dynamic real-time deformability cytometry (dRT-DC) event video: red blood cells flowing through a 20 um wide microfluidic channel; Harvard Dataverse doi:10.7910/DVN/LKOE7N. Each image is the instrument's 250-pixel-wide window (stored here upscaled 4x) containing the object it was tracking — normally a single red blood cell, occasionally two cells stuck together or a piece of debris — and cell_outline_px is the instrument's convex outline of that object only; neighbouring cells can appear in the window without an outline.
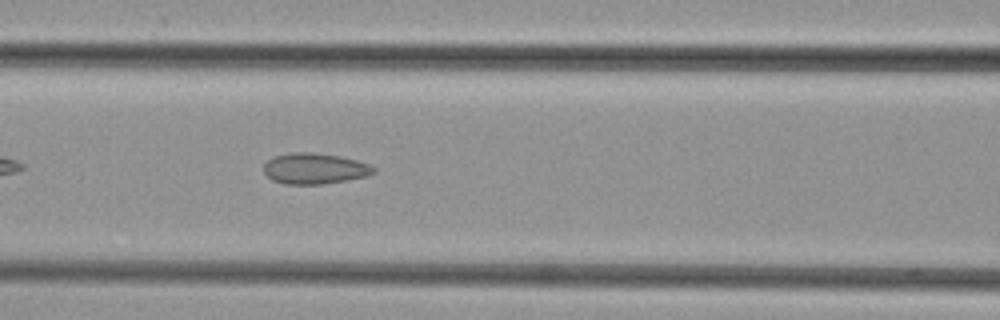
{"species": "common noctule bat (a hibernating species)", "species_latin": "Nyctalus noctula", "temperature_condition": "cold", "stored_images_in_passage": 27, "camera_frame_rate_fps": 3000, "um_per_image_px": 0.085, "animal": {"sex": "female", "body_mass_g": 29.2, "forearm_length_mm": 56.3}, "frame": {"image": 1, "passage_image": 6, "time_ms": 1.667, "image_size_px": [1000, 320], "cell_outline_px": [[376, 172], [368, 176], [348, 180], [320, 184], [284, 184], [272, 180], [264, 172], [264, 164], [268, 160], [276, 156], [292, 152], [312, 152], [340, 156], [356, 160], [368, 164], [376, 168]], "centroid_in_image_um": [26.76, 14.33], "position_along_channel_um": 139.8, "area_um2": 19.77}}
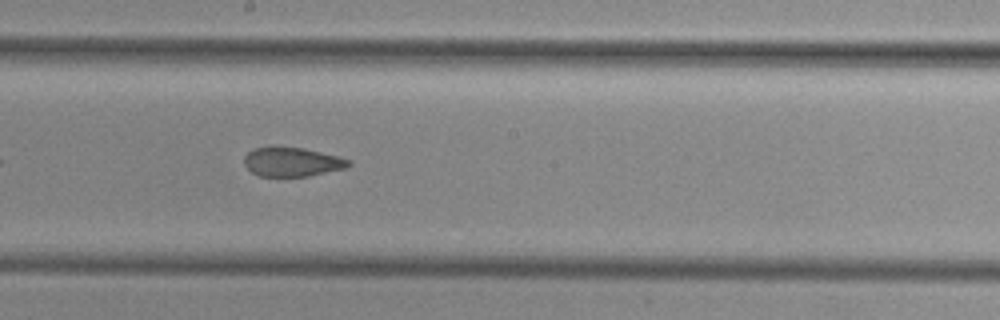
{"frame": {"image": 2, "passage_image": 12, "time_ms": 3.667, "image_size_px": [1000, 320], "cell_outline_px": [[352, 164], [348, 168], [308, 176], [260, 176], [252, 172], [244, 164], [244, 156], [248, 152], [256, 148], [268, 144], [276, 144], [304, 148], [340, 156], [348, 160]], "centroid_in_image_um": [24.82, 13.72], "position_along_channel_um": 223.4, "area_um2": 18.32}}
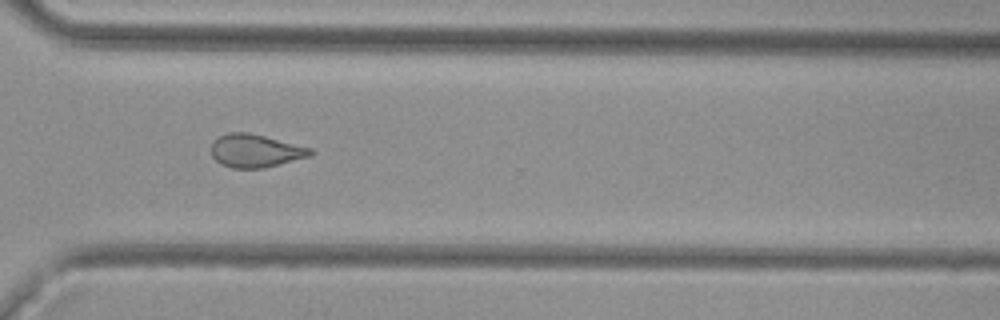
{"frame": {"image": 3, "passage_image": 21, "time_ms": 6.667, "image_size_px": [1000, 320], "cell_outline_px": [[316, 152], [312, 156], [264, 168], [232, 168], [220, 164], [212, 156], [212, 140], [228, 132], [248, 132], [312, 148]], "centroid_in_image_um": [21.73, 12.82], "position_along_channel_um": 348.9, "area_um2": 19.25}}